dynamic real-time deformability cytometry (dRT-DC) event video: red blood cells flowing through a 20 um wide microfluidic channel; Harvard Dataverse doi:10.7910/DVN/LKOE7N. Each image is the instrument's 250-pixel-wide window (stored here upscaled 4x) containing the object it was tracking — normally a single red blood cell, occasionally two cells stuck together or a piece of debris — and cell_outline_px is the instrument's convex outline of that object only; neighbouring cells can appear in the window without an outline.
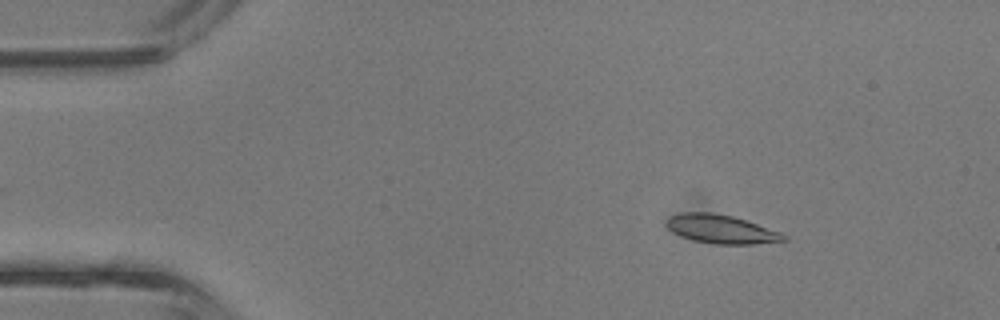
{"species": "common noctule bat (a hibernating species)", "species_latin": "Nyctalus noctula", "temperature_condition": "room temperature", "stored_images_in_passage": 38, "camera_frame_rate_fps": 3000, "um_per_image_px": 0.085, "animal": {"sex": "male", "body_mass_g": 13.3}, "frame": {"image": 1, "passage_image": 6, "time_ms": 1.667, "image_size_px": [1000, 320], "cell_outline_px": [[788, 240], [752, 244], [716, 244], [692, 240], [672, 232], [664, 224], [668, 216], [680, 212], [712, 212], [732, 216], [780, 232], [788, 236]], "centroid_in_image_um": [61.24, 19.47], "position_along_channel_um": 23.8, "area_um2": 19.59}}
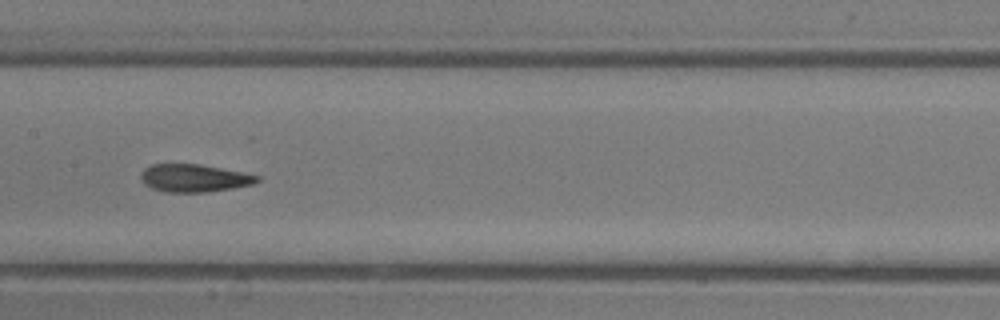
{"frame": {"image": 2, "passage_image": 21, "time_ms": 6.667, "image_size_px": [1000, 320], "cell_outline_px": [[260, 180], [252, 184], [232, 188], [208, 192], [164, 192], [152, 188], [144, 184], [140, 176], [140, 172], [144, 168], [152, 164], [200, 164], [260, 176]], "centroid_in_image_um": [16.46, 15.14], "position_along_channel_um": 190.9, "area_um2": 18.73}}
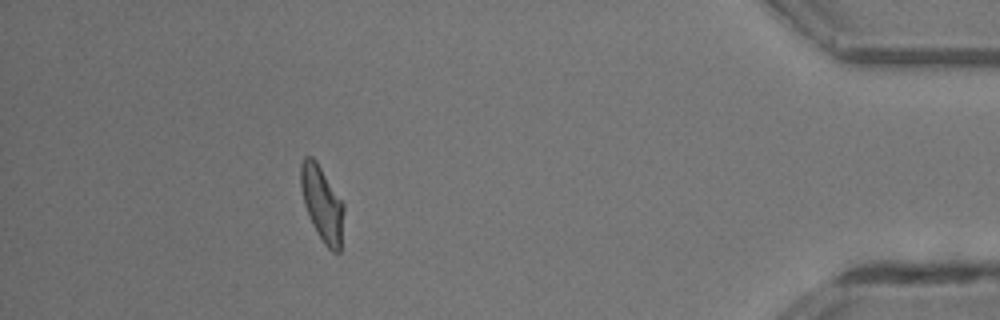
{"frame": {"image": 3, "passage_image": 38, "time_ms": 12.333, "image_size_px": [1000, 320], "cell_outline_px": [[344, 212], [340, 252], [332, 252], [324, 244], [316, 232], [312, 224], [304, 204], [300, 188], [300, 164], [304, 156], [312, 156], [316, 160], [344, 204]], "centroid_in_image_um": [27.36, 17.31], "position_along_channel_um": 407.8, "area_um2": 18.96}, "authors_computed_cell_mechanics": {"area_um2": 18.9584, "velocity_mm_per_s": 4.829, "shape_relaxation_time_tau1_ms": 3.5424, "shape_relaxation_time_tau2_ms": 1.4104, "deformation_change_tau1": 0.1604, "deformation_change_tau2": 0.0985}}